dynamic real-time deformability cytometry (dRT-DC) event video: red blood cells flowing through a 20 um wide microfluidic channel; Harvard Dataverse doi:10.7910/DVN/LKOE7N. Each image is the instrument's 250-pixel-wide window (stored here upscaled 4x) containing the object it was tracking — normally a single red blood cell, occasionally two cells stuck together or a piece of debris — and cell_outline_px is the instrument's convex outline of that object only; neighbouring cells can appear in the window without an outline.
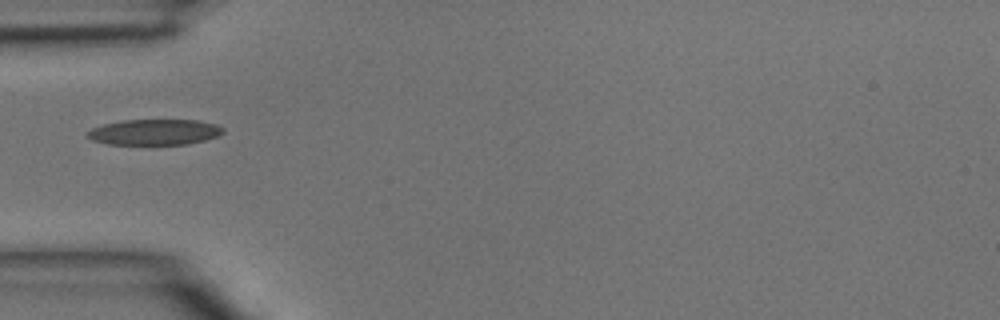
{"species": "common noctule bat (a hibernating species)", "species_latin": "Nyctalus noctula", "temperature_condition": "room temperature", "stored_images_in_passage": 32, "camera_frame_rate_fps": 3000, "um_per_image_px": 0.085, "animal": {"sex": "male", "body_mass_g": 15.6}, "frame": {"image": 1, "passage_image": 1, "time_ms": 0.0, "image_size_px": [1000, 320], "cell_outline_px": [[224, 132], [216, 136], [204, 140], [188, 144], [108, 144], [92, 140], [88, 136], [88, 132], [92, 128], [104, 124], [124, 120], [196, 120], [216, 124], [224, 128]], "centroid_in_image_um": [13.15, 11.22], "position_along_channel_um": 71.8, "area_um2": 20.11}}
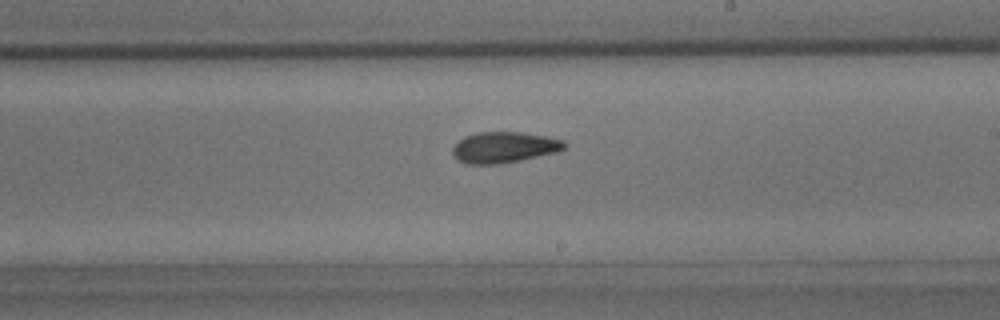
{"frame": {"image": 2, "passage_image": 13, "time_ms": 4.0, "image_size_px": [1000, 320], "cell_outline_px": [[568, 144], [564, 148], [556, 152], [520, 160], [500, 164], [468, 164], [460, 160], [452, 152], [452, 148], [464, 136], [480, 132], [520, 132], [548, 136], [564, 140]], "centroid_in_image_um": [42.89, 12.51], "position_along_channel_um": 246.1, "area_um2": 20.06}}
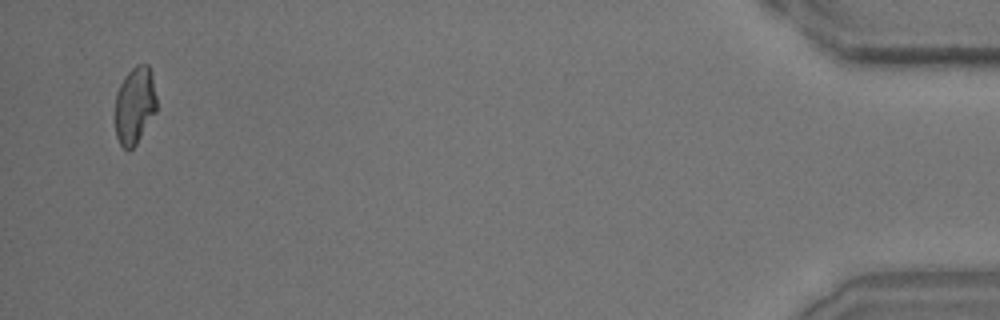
{"frame": {"image": 3, "passage_image": 31, "time_ms": 10.0, "image_size_px": [1000, 320], "cell_outline_px": [[156, 112], [136, 144], [128, 152], [120, 144], [116, 136], [116, 92], [124, 76], [136, 64], [148, 64], [152, 72], [156, 96]], "centroid_in_image_um": [11.46, 8.94], "position_along_channel_um": 423.7, "area_um2": 18.79}}